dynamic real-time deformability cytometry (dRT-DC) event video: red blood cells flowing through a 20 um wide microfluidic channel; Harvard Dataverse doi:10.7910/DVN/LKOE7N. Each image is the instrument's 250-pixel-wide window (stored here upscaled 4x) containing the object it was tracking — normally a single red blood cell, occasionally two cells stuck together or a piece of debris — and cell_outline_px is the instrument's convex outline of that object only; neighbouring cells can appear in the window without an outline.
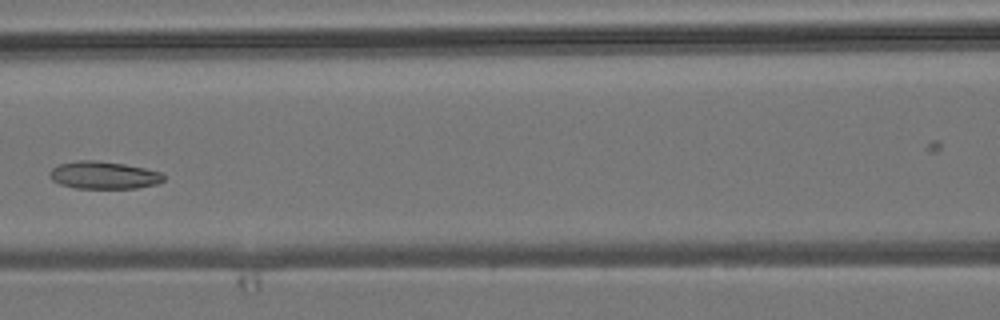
{"species": "common noctule bat (a hibernating species)", "species_latin": "Nyctalus noctula", "temperature_condition": "room temperature", "stored_images_in_passage": 5, "camera_frame_rate_fps": 3000, "um_per_image_px": 0.085, "animal": {"sex": "male", "body_mass_g": 19.2, "forearm_length_mm": 51.8}, "frame": {"image": 1, "passage_image": 5, "time_ms": 4.667, "image_size_px": [1000, 320], "cell_outline_px": [[164, 180], [156, 184], [136, 188], [76, 188], [60, 184], [52, 180], [48, 176], [48, 172], [56, 164], [76, 160], [96, 160], [124, 164], [144, 168], [160, 172], [164, 176]], "centroid_in_image_um": [8.75, 14.88], "position_along_channel_um": 157.8, "area_um2": 18.38}}